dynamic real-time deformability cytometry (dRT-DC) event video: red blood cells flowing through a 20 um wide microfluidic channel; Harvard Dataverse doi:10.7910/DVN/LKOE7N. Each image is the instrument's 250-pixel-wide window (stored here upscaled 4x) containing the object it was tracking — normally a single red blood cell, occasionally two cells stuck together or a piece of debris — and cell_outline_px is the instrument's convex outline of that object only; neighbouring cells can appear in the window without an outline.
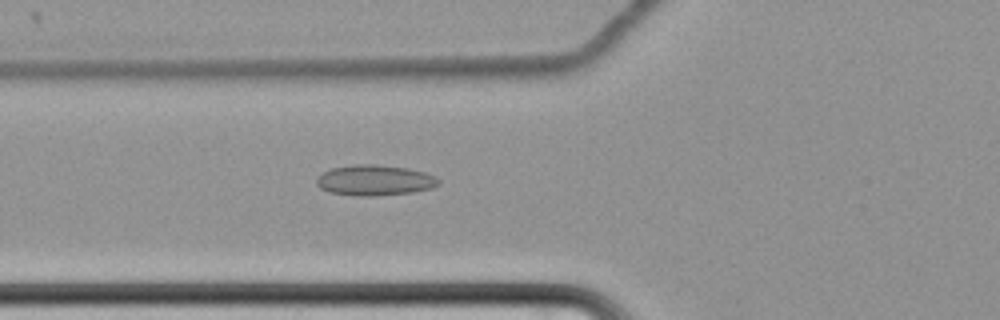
{"species": "common noctule bat (a hibernating species)", "species_latin": "Nyctalus noctula", "temperature_condition": "cold", "stored_images_in_passage": 64, "camera_frame_rate_fps": 3000, "um_per_image_px": 0.085, "animal": {"sex": "female", "body_mass_g": 22.7, "forearm_length_mm": 54.2}, "frame": {"image": 1, "passage_image": 27, "time_ms": 8.667, "image_size_px": [1000, 320], "cell_outline_px": [[440, 184], [432, 188], [412, 192], [372, 196], [352, 196], [328, 192], [320, 188], [316, 184], [316, 180], [324, 172], [332, 168], [352, 164], [376, 164], [408, 168], [424, 172], [436, 176], [440, 180]], "centroid_in_image_um": [31.86, 15.32], "position_along_channel_um": 93.9, "area_um2": 21.91}}
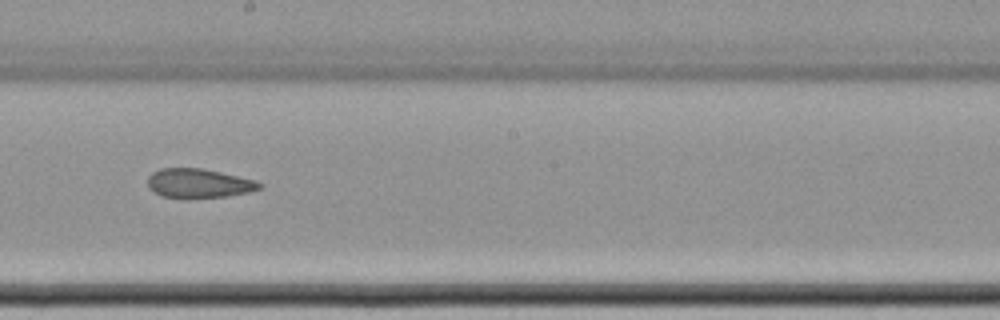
{"frame": {"image": 2, "passage_image": 39, "time_ms": 12.667, "image_size_px": [1000, 320], "cell_outline_px": [[264, 188], [248, 192], [228, 196], [160, 196], [148, 188], [148, 176], [152, 172], [160, 168], [204, 168], [256, 180], [264, 184]], "centroid_in_image_um": [16.93, 15.54], "position_along_channel_um": 231.3, "area_um2": 18.79}}
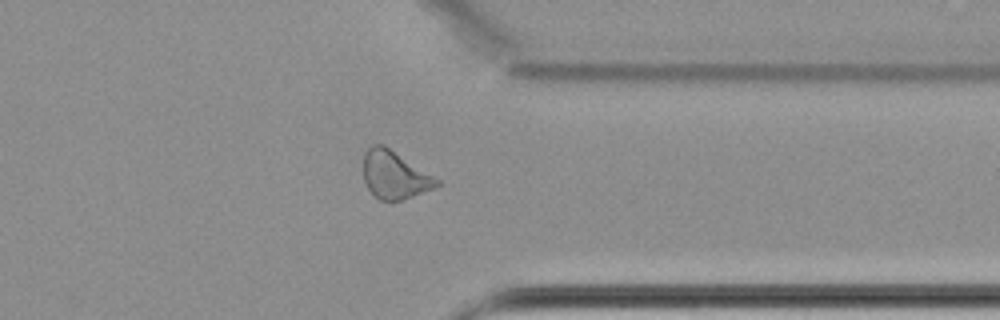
{"frame": {"image": 3, "passage_image": 52, "time_ms": 17.0, "image_size_px": [1000, 320], "cell_outline_px": [[440, 184], [432, 188], [404, 200], [380, 200], [368, 188], [364, 180], [364, 152], [372, 144], [384, 144], [440, 180]], "centroid_in_image_um": [33.53, 14.85], "position_along_channel_um": 377.9, "area_um2": 20.23}, "authors_computed_cell_mechanics": {"area_um2": 21.8484, "velocity_mm_per_s": 3.4337, "shape_relaxation_time_tau1_ms": null, "shape_relaxation_time_tau2_ms": 6.1781, "deformation_change_tau1": null, "deformation_change_tau2": 0.1264}}